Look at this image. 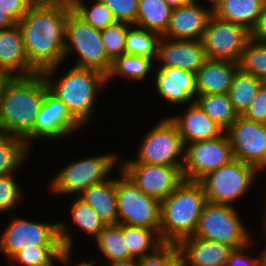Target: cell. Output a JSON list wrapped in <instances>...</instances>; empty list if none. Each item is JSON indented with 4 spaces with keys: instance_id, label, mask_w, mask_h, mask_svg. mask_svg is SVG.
<instances>
[{
    "instance_id": "6da1fadb",
    "label": "cell",
    "mask_w": 266,
    "mask_h": 266,
    "mask_svg": "<svg viewBox=\"0 0 266 266\" xmlns=\"http://www.w3.org/2000/svg\"><path fill=\"white\" fill-rule=\"evenodd\" d=\"M72 11L70 0L32 5L18 23L27 58L38 72L60 67L65 60L66 24Z\"/></svg>"
},
{
    "instance_id": "7a4b0ae2",
    "label": "cell",
    "mask_w": 266,
    "mask_h": 266,
    "mask_svg": "<svg viewBox=\"0 0 266 266\" xmlns=\"http://www.w3.org/2000/svg\"><path fill=\"white\" fill-rule=\"evenodd\" d=\"M47 89L42 72L10 77L0 100V132L23 139L31 149L36 116Z\"/></svg>"
},
{
    "instance_id": "3957f363",
    "label": "cell",
    "mask_w": 266,
    "mask_h": 266,
    "mask_svg": "<svg viewBox=\"0 0 266 266\" xmlns=\"http://www.w3.org/2000/svg\"><path fill=\"white\" fill-rule=\"evenodd\" d=\"M57 69L58 66H54L42 72L48 88L66 105L71 115L85 127L90 119L92 120L91 115L99 95L98 90L107 86V77L95 70L72 66L66 74L56 80L53 75H56Z\"/></svg>"
},
{
    "instance_id": "277c9868",
    "label": "cell",
    "mask_w": 266,
    "mask_h": 266,
    "mask_svg": "<svg viewBox=\"0 0 266 266\" xmlns=\"http://www.w3.org/2000/svg\"><path fill=\"white\" fill-rule=\"evenodd\" d=\"M207 198L198 181L184 180L161 201L160 237L164 243L178 244L197 230Z\"/></svg>"
},
{
    "instance_id": "5b68a950",
    "label": "cell",
    "mask_w": 266,
    "mask_h": 266,
    "mask_svg": "<svg viewBox=\"0 0 266 266\" xmlns=\"http://www.w3.org/2000/svg\"><path fill=\"white\" fill-rule=\"evenodd\" d=\"M9 225L0 234V252L9 261L21 250L36 246H63L73 248V236L69 226L62 221L41 223L11 214Z\"/></svg>"
},
{
    "instance_id": "8992f818",
    "label": "cell",
    "mask_w": 266,
    "mask_h": 266,
    "mask_svg": "<svg viewBox=\"0 0 266 266\" xmlns=\"http://www.w3.org/2000/svg\"><path fill=\"white\" fill-rule=\"evenodd\" d=\"M119 155L111 152L103 155L84 157L59 169L50 180L49 188L55 195L74 194L78 197L88 187L110 179L112 170L120 168Z\"/></svg>"
},
{
    "instance_id": "52a82bcc",
    "label": "cell",
    "mask_w": 266,
    "mask_h": 266,
    "mask_svg": "<svg viewBox=\"0 0 266 266\" xmlns=\"http://www.w3.org/2000/svg\"><path fill=\"white\" fill-rule=\"evenodd\" d=\"M71 52L79 57L73 67L95 70L108 76L113 61L107 56L100 30L84 22L73 11L67 18L65 59Z\"/></svg>"
},
{
    "instance_id": "ba28073f",
    "label": "cell",
    "mask_w": 266,
    "mask_h": 266,
    "mask_svg": "<svg viewBox=\"0 0 266 266\" xmlns=\"http://www.w3.org/2000/svg\"><path fill=\"white\" fill-rule=\"evenodd\" d=\"M260 172L238 159L209 172L198 182L202 185L207 202L233 205L253 186Z\"/></svg>"
},
{
    "instance_id": "9c48e42d",
    "label": "cell",
    "mask_w": 266,
    "mask_h": 266,
    "mask_svg": "<svg viewBox=\"0 0 266 266\" xmlns=\"http://www.w3.org/2000/svg\"><path fill=\"white\" fill-rule=\"evenodd\" d=\"M235 208L232 205L207 202L194 236L231 245L235 249L253 243L251 233Z\"/></svg>"
},
{
    "instance_id": "30bf717a",
    "label": "cell",
    "mask_w": 266,
    "mask_h": 266,
    "mask_svg": "<svg viewBox=\"0 0 266 266\" xmlns=\"http://www.w3.org/2000/svg\"><path fill=\"white\" fill-rule=\"evenodd\" d=\"M118 170V224L160 230L161 202L144 194L120 168Z\"/></svg>"
},
{
    "instance_id": "8fae6325",
    "label": "cell",
    "mask_w": 266,
    "mask_h": 266,
    "mask_svg": "<svg viewBox=\"0 0 266 266\" xmlns=\"http://www.w3.org/2000/svg\"><path fill=\"white\" fill-rule=\"evenodd\" d=\"M142 141L134 160L136 163L183 168L185 144L169 117L152 126Z\"/></svg>"
},
{
    "instance_id": "7c38bea8",
    "label": "cell",
    "mask_w": 266,
    "mask_h": 266,
    "mask_svg": "<svg viewBox=\"0 0 266 266\" xmlns=\"http://www.w3.org/2000/svg\"><path fill=\"white\" fill-rule=\"evenodd\" d=\"M250 40L251 32L247 28L213 14L201 39L208 59L237 63Z\"/></svg>"
},
{
    "instance_id": "4fadbf2b",
    "label": "cell",
    "mask_w": 266,
    "mask_h": 266,
    "mask_svg": "<svg viewBox=\"0 0 266 266\" xmlns=\"http://www.w3.org/2000/svg\"><path fill=\"white\" fill-rule=\"evenodd\" d=\"M234 158L229 137L222 136L185 145L182 173L186 181H199Z\"/></svg>"
},
{
    "instance_id": "5bb4252c",
    "label": "cell",
    "mask_w": 266,
    "mask_h": 266,
    "mask_svg": "<svg viewBox=\"0 0 266 266\" xmlns=\"http://www.w3.org/2000/svg\"><path fill=\"white\" fill-rule=\"evenodd\" d=\"M120 169L144 194L160 202L184 181L181 167L136 163L134 159L120 158Z\"/></svg>"
},
{
    "instance_id": "9a60e30c",
    "label": "cell",
    "mask_w": 266,
    "mask_h": 266,
    "mask_svg": "<svg viewBox=\"0 0 266 266\" xmlns=\"http://www.w3.org/2000/svg\"><path fill=\"white\" fill-rule=\"evenodd\" d=\"M225 132L234 158L254 166L261 173L266 166V125L240 115Z\"/></svg>"
},
{
    "instance_id": "2e32d148",
    "label": "cell",
    "mask_w": 266,
    "mask_h": 266,
    "mask_svg": "<svg viewBox=\"0 0 266 266\" xmlns=\"http://www.w3.org/2000/svg\"><path fill=\"white\" fill-rule=\"evenodd\" d=\"M81 127L66 105L48 88L36 116L33 141L41 138L57 140L78 132Z\"/></svg>"
},
{
    "instance_id": "e0dca14e",
    "label": "cell",
    "mask_w": 266,
    "mask_h": 266,
    "mask_svg": "<svg viewBox=\"0 0 266 266\" xmlns=\"http://www.w3.org/2000/svg\"><path fill=\"white\" fill-rule=\"evenodd\" d=\"M207 60L201 40H174L161 36L154 61H158L160 67L181 68L196 74Z\"/></svg>"
},
{
    "instance_id": "ac0fdd59",
    "label": "cell",
    "mask_w": 266,
    "mask_h": 266,
    "mask_svg": "<svg viewBox=\"0 0 266 266\" xmlns=\"http://www.w3.org/2000/svg\"><path fill=\"white\" fill-rule=\"evenodd\" d=\"M206 7L192 0L189 4L172 9L165 38L174 40H201L212 16V3Z\"/></svg>"
},
{
    "instance_id": "d6986e66",
    "label": "cell",
    "mask_w": 266,
    "mask_h": 266,
    "mask_svg": "<svg viewBox=\"0 0 266 266\" xmlns=\"http://www.w3.org/2000/svg\"><path fill=\"white\" fill-rule=\"evenodd\" d=\"M154 79L155 89L160 98L170 104L193 103L197 97L196 75L173 67H157Z\"/></svg>"
},
{
    "instance_id": "ffe728a7",
    "label": "cell",
    "mask_w": 266,
    "mask_h": 266,
    "mask_svg": "<svg viewBox=\"0 0 266 266\" xmlns=\"http://www.w3.org/2000/svg\"><path fill=\"white\" fill-rule=\"evenodd\" d=\"M180 260L186 266H226L235 248L196 236L183 238L178 244Z\"/></svg>"
},
{
    "instance_id": "44dd1931",
    "label": "cell",
    "mask_w": 266,
    "mask_h": 266,
    "mask_svg": "<svg viewBox=\"0 0 266 266\" xmlns=\"http://www.w3.org/2000/svg\"><path fill=\"white\" fill-rule=\"evenodd\" d=\"M177 126L184 144L215 139L222 136L225 130L212 120L194 101L189 103L181 116L169 117Z\"/></svg>"
},
{
    "instance_id": "7402d4cb",
    "label": "cell",
    "mask_w": 266,
    "mask_h": 266,
    "mask_svg": "<svg viewBox=\"0 0 266 266\" xmlns=\"http://www.w3.org/2000/svg\"><path fill=\"white\" fill-rule=\"evenodd\" d=\"M0 71L14 76H28L38 71L30 64L18 24L0 31Z\"/></svg>"
},
{
    "instance_id": "603a6c76",
    "label": "cell",
    "mask_w": 266,
    "mask_h": 266,
    "mask_svg": "<svg viewBox=\"0 0 266 266\" xmlns=\"http://www.w3.org/2000/svg\"><path fill=\"white\" fill-rule=\"evenodd\" d=\"M239 66L237 62L208 59L196 72L197 94H226Z\"/></svg>"
},
{
    "instance_id": "cb8c5ba5",
    "label": "cell",
    "mask_w": 266,
    "mask_h": 266,
    "mask_svg": "<svg viewBox=\"0 0 266 266\" xmlns=\"http://www.w3.org/2000/svg\"><path fill=\"white\" fill-rule=\"evenodd\" d=\"M107 225L118 224L116 178L92 185L79 196Z\"/></svg>"
},
{
    "instance_id": "d4e9b609",
    "label": "cell",
    "mask_w": 266,
    "mask_h": 266,
    "mask_svg": "<svg viewBox=\"0 0 266 266\" xmlns=\"http://www.w3.org/2000/svg\"><path fill=\"white\" fill-rule=\"evenodd\" d=\"M265 0H213L212 12L218 18L251 31L256 25Z\"/></svg>"
},
{
    "instance_id": "484cf974",
    "label": "cell",
    "mask_w": 266,
    "mask_h": 266,
    "mask_svg": "<svg viewBox=\"0 0 266 266\" xmlns=\"http://www.w3.org/2000/svg\"><path fill=\"white\" fill-rule=\"evenodd\" d=\"M171 11L165 0H139L135 25L162 36L168 27Z\"/></svg>"
},
{
    "instance_id": "4316f807",
    "label": "cell",
    "mask_w": 266,
    "mask_h": 266,
    "mask_svg": "<svg viewBox=\"0 0 266 266\" xmlns=\"http://www.w3.org/2000/svg\"><path fill=\"white\" fill-rule=\"evenodd\" d=\"M195 102L225 131L240 116L226 94H197Z\"/></svg>"
},
{
    "instance_id": "83f0119b",
    "label": "cell",
    "mask_w": 266,
    "mask_h": 266,
    "mask_svg": "<svg viewBox=\"0 0 266 266\" xmlns=\"http://www.w3.org/2000/svg\"><path fill=\"white\" fill-rule=\"evenodd\" d=\"M95 242L107 261L102 266L133 258L126 246V237H123V224L107 225Z\"/></svg>"
},
{
    "instance_id": "f1b7e54d",
    "label": "cell",
    "mask_w": 266,
    "mask_h": 266,
    "mask_svg": "<svg viewBox=\"0 0 266 266\" xmlns=\"http://www.w3.org/2000/svg\"><path fill=\"white\" fill-rule=\"evenodd\" d=\"M123 237L133 258H141L155 252L164 242L160 237V230L133 227L123 224Z\"/></svg>"
},
{
    "instance_id": "f546056e",
    "label": "cell",
    "mask_w": 266,
    "mask_h": 266,
    "mask_svg": "<svg viewBox=\"0 0 266 266\" xmlns=\"http://www.w3.org/2000/svg\"><path fill=\"white\" fill-rule=\"evenodd\" d=\"M30 150L23 139L0 132V176L23 167Z\"/></svg>"
},
{
    "instance_id": "4dcf8cb0",
    "label": "cell",
    "mask_w": 266,
    "mask_h": 266,
    "mask_svg": "<svg viewBox=\"0 0 266 266\" xmlns=\"http://www.w3.org/2000/svg\"><path fill=\"white\" fill-rule=\"evenodd\" d=\"M154 62L152 58L122 54L112 62L107 76V84L116 76L126 77L127 80L142 81L145 77L147 78V75H150V70L154 69Z\"/></svg>"
},
{
    "instance_id": "1f68e13d",
    "label": "cell",
    "mask_w": 266,
    "mask_h": 266,
    "mask_svg": "<svg viewBox=\"0 0 266 266\" xmlns=\"http://www.w3.org/2000/svg\"><path fill=\"white\" fill-rule=\"evenodd\" d=\"M263 80L240 70L234 76L228 95L239 115H242L251 104Z\"/></svg>"
},
{
    "instance_id": "d6a6232c",
    "label": "cell",
    "mask_w": 266,
    "mask_h": 266,
    "mask_svg": "<svg viewBox=\"0 0 266 266\" xmlns=\"http://www.w3.org/2000/svg\"><path fill=\"white\" fill-rule=\"evenodd\" d=\"M161 36L136 25L128 28L125 40V54L152 58L155 60L157 45Z\"/></svg>"
},
{
    "instance_id": "836d02e7",
    "label": "cell",
    "mask_w": 266,
    "mask_h": 266,
    "mask_svg": "<svg viewBox=\"0 0 266 266\" xmlns=\"http://www.w3.org/2000/svg\"><path fill=\"white\" fill-rule=\"evenodd\" d=\"M71 222L79 231L96 238L107 226L96 212L79 197H75L70 206Z\"/></svg>"
},
{
    "instance_id": "e575fe53",
    "label": "cell",
    "mask_w": 266,
    "mask_h": 266,
    "mask_svg": "<svg viewBox=\"0 0 266 266\" xmlns=\"http://www.w3.org/2000/svg\"><path fill=\"white\" fill-rule=\"evenodd\" d=\"M70 3L78 17L98 30L116 23L111 10L100 0H95L91 6L84 4L83 0H70Z\"/></svg>"
},
{
    "instance_id": "d590c367",
    "label": "cell",
    "mask_w": 266,
    "mask_h": 266,
    "mask_svg": "<svg viewBox=\"0 0 266 266\" xmlns=\"http://www.w3.org/2000/svg\"><path fill=\"white\" fill-rule=\"evenodd\" d=\"M239 70L266 79V43L250 40L238 61Z\"/></svg>"
},
{
    "instance_id": "8d00e7d4",
    "label": "cell",
    "mask_w": 266,
    "mask_h": 266,
    "mask_svg": "<svg viewBox=\"0 0 266 266\" xmlns=\"http://www.w3.org/2000/svg\"><path fill=\"white\" fill-rule=\"evenodd\" d=\"M64 250L63 246H36V248L23 249L11 260L18 266H55L54 262Z\"/></svg>"
},
{
    "instance_id": "74e56055",
    "label": "cell",
    "mask_w": 266,
    "mask_h": 266,
    "mask_svg": "<svg viewBox=\"0 0 266 266\" xmlns=\"http://www.w3.org/2000/svg\"><path fill=\"white\" fill-rule=\"evenodd\" d=\"M131 24L116 22L100 30L103 44L105 45L107 56L114 61L118 56L125 54V40L128 28Z\"/></svg>"
},
{
    "instance_id": "f35d334b",
    "label": "cell",
    "mask_w": 266,
    "mask_h": 266,
    "mask_svg": "<svg viewBox=\"0 0 266 266\" xmlns=\"http://www.w3.org/2000/svg\"><path fill=\"white\" fill-rule=\"evenodd\" d=\"M14 173L0 176V213L14 211L23 199V194Z\"/></svg>"
},
{
    "instance_id": "ab89813d",
    "label": "cell",
    "mask_w": 266,
    "mask_h": 266,
    "mask_svg": "<svg viewBox=\"0 0 266 266\" xmlns=\"http://www.w3.org/2000/svg\"><path fill=\"white\" fill-rule=\"evenodd\" d=\"M180 260L177 244L164 243L155 252L138 258L139 266H174Z\"/></svg>"
},
{
    "instance_id": "60d3db41",
    "label": "cell",
    "mask_w": 266,
    "mask_h": 266,
    "mask_svg": "<svg viewBox=\"0 0 266 266\" xmlns=\"http://www.w3.org/2000/svg\"><path fill=\"white\" fill-rule=\"evenodd\" d=\"M112 12L116 22L135 25L139 0H100Z\"/></svg>"
},
{
    "instance_id": "b9f144b4",
    "label": "cell",
    "mask_w": 266,
    "mask_h": 266,
    "mask_svg": "<svg viewBox=\"0 0 266 266\" xmlns=\"http://www.w3.org/2000/svg\"><path fill=\"white\" fill-rule=\"evenodd\" d=\"M247 120L266 125V85L258 89L248 109L242 114Z\"/></svg>"
},
{
    "instance_id": "7bdbcfd3",
    "label": "cell",
    "mask_w": 266,
    "mask_h": 266,
    "mask_svg": "<svg viewBox=\"0 0 266 266\" xmlns=\"http://www.w3.org/2000/svg\"><path fill=\"white\" fill-rule=\"evenodd\" d=\"M31 6L32 4L28 0H0V10L16 24L27 14Z\"/></svg>"
},
{
    "instance_id": "ee69618b",
    "label": "cell",
    "mask_w": 266,
    "mask_h": 266,
    "mask_svg": "<svg viewBox=\"0 0 266 266\" xmlns=\"http://www.w3.org/2000/svg\"><path fill=\"white\" fill-rule=\"evenodd\" d=\"M254 246L252 243L246 247L235 249L231 254L230 259L227 261L226 266H260L264 262L263 251H260L258 256L252 257L244 252L248 248Z\"/></svg>"
},
{
    "instance_id": "f6af8a7d",
    "label": "cell",
    "mask_w": 266,
    "mask_h": 266,
    "mask_svg": "<svg viewBox=\"0 0 266 266\" xmlns=\"http://www.w3.org/2000/svg\"><path fill=\"white\" fill-rule=\"evenodd\" d=\"M250 32L252 40L266 43V0L263 4V8L257 19L256 25Z\"/></svg>"
},
{
    "instance_id": "bcb514c9",
    "label": "cell",
    "mask_w": 266,
    "mask_h": 266,
    "mask_svg": "<svg viewBox=\"0 0 266 266\" xmlns=\"http://www.w3.org/2000/svg\"><path fill=\"white\" fill-rule=\"evenodd\" d=\"M72 250H66L64 249L61 253V255L59 256V260L57 261L58 263H62L63 266H72ZM95 260H91V261H83V262H79V263H75V265L73 264V266H96L97 262H95Z\"/></svg>"
},
{
    "instance_id": "7dc6e473",
    "label": "cell",
    "mask_w": 266,
    "mask_h": 266,
    "mask_svg": "<svg viewBox=\"0 0 266 266\" xmlns=\"http://www.w3.org/2000/svg\"><path fill=\"white\" fill-rule=\"evenodd\" d=\"M16 23L0 10V31L13 27Z\"/></svg>"
},
{
    "instance_id": "c3c4849f",
    "label": "cell",
    "mask_w": 266,
    "mask_h": 266,
    "mask_svg": "<svg viewBox=\"0 0 266 266\" xmlns=\"http://www.w3.org/2000/svg\"><path fill=\"white\" fill-rule=\"evenodd\" d=\"M106 266H139V261L137 258H131L128 260L115 261Z\"/></svg>"
},
{
    "instance_id": "681fc988",
    "label": "cell",
    "mask_w": 266,
    "mask_h": 266,
    "mask_svg": "<svg viewBox=\"0 0 266 266\" xmlns=\"http://www.w3.org/2000/svg\"><path fill=\"white\" fill-rule=\"evenodd\" d=\"M165 1L172 9H176L186 4H189L192 0H165Z\"/></svg>"
},
{
    "instance_id": "f907efd6",
    "label": "cell",
    "mask_w": 266,
    "mask_h": 266,
    "mask_svg": "<svg viewBox=\"0 0 266 266\" xmlns=\"http://www.w3.org/2000/svg\"><path fill=\"white\" fill-rule=\"evenodd\" d=\"M10 77H11L10 75H0V100H1L3 89Z\"/></svg>"
},
{
    "instance_id": "816d5d0a",
    "label": "cell",
    "mask_w": 266,
    "mask_h": 266,
    "mask_svg": "<svg viewBox=\"0 0 266 266\" xmlns=\"http://www.w3.org/2000/svg\"><path fill=\"white\" fill-rule=\"evenodd\" d=\"M61 0H28L32 5H43V4H50L53 2H57Z\"/></svg>"
},
{
    "instance_id": "f5cc1de1",
    "label": "cell",
    "mask_w": 266,
    "mask_h": 266,
    "mask_svg": "<svg viewBox=\"0 0 266 266\" xmlns=\"http://www.w3.org/2000/svg\"><path fill=\"white\" fill-rule=\"evenodd\" d=\"M174 266H186L181 260H179Z\"/></svg>"
},
{
    "instance_id": "db71d44e",
    "label": "cell",
    "mask_w": 266,
    "mask_h": 266,
    "mask_svg": "<svg viewBox=\"0 0 266 266\" xmlns=\"http://www.w3.org/2000/svg\"><path fill=\"white\" fill-rule=\"evenodd\" d=\"M263 254H264V262L266 263V247L263 249Z\"/></svg>"
},
{
    "instance_id": "11a10c76",
    "label": "cell",
    "mask_w": 266,
    "mask_h": 266,
    "mask_svg": "<svg viewBox=\"0 0 266 266\" xmlns=\"http://www.w3.org/2000/svg\"><path fill=\"white\" fill-rule=\"evenodd\" d=\"M266 207V206H265ZM266 209V208H265ZM265 214H266V211H265ZM266 216V215H265ZM264 222H265V224L263 225L264 227L263 228H265V233H266V217H265V220H264Z\"/></svg>"
},
{
    "instance_id": "9f6ffc18",
    "label": "cell",
    "mask_w": 266,
    "mask_h": 266,
    "mask_svg": "<svg viewBox=\"0 0 266 266\" xmlns=\"http://www.w3.org/2000/svg\"><path fill=\"white\" fill-rule=\"evenodd\" d=\"M0 75H8V74H6V73H3V72H1V71H0Z\"/></svg>"
},
{
    "instance_id": "6f0895ef",
    "label": "cell",
    "mask_w": 266,
    "mask_h": 266,
    "mask_svg": "<svg viewBox=\"0 0 266 266\" xmlns=\"http://www.w3.org/2000/svg\"><path fill=\"white\" fill-rule=\"evenodd\" d=\"M260 266H266V263L265 262H263Z\"/></svg>"
}]
</instances>
